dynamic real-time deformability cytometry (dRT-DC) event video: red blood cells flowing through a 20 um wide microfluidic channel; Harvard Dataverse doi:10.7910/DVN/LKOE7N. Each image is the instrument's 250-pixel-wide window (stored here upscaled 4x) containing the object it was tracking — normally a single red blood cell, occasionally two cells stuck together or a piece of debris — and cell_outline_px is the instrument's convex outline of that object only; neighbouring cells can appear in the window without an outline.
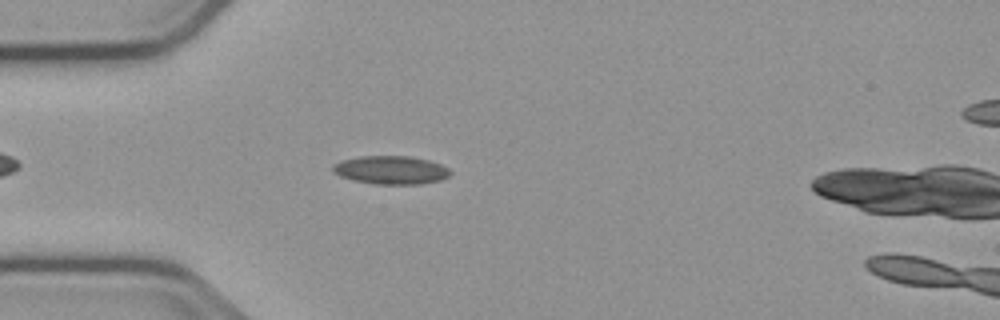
{"species": "common noctule bat (a hibernating species)", "species_latin": "Nyctalus noctula", "temperature_condition": "cold", "stored_images_in_passage": 48, "camera_frame_rate_fps": 3000, "um_per_image_px": 0.085, "animal": {"sex": "male", "body_mass_g": 23.1, "forearm_length_mm": 52.7}, "frame": {"image": 1, "passage_image": 8, "time_ms": 2.333, "image_size_px": [1000, 320], "cell_outline_px": [[452, 172], [448, 176], [440, 180], [420, 184], [376, 184], [352, 180], [340, 176], [332, 172], [332, 164], [340, 160], [360, 156], [408, 156], [428, 160], [440, 164], [448, 168]], "centroid_in_image_um": [33.19, 14.45], "position_along_channel_um": 51.8, "area_um2": 19.48}}
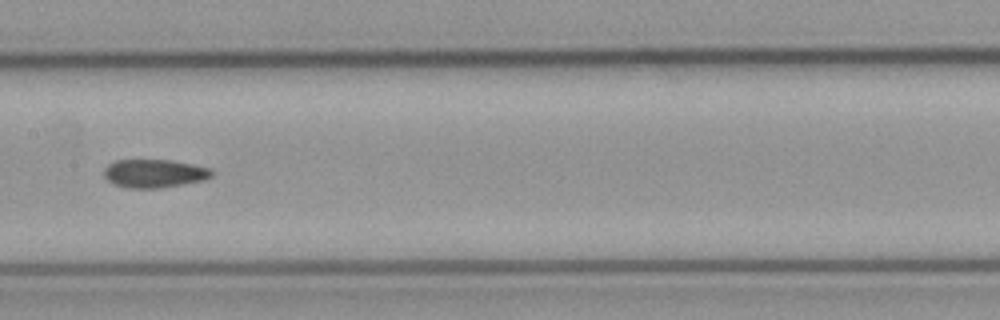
{"frame": {"image": 2, "passage_image": 20, "time_ms": 6.333, "image_size_px": [1000, 320], "cell_outline_px": [[216, 172], [212, 176], [204, 180], [184, 184], [160, 188], [128, 188], [116, 184], [108, 180], [104, 176], [104, 168], [108, 164], [116, 160], [172, 160], [212, 168]], "centroid_in_image_um": [13.17, 14.74], "position_along_channel_um": 194.2, "area_um2": 17.92}}
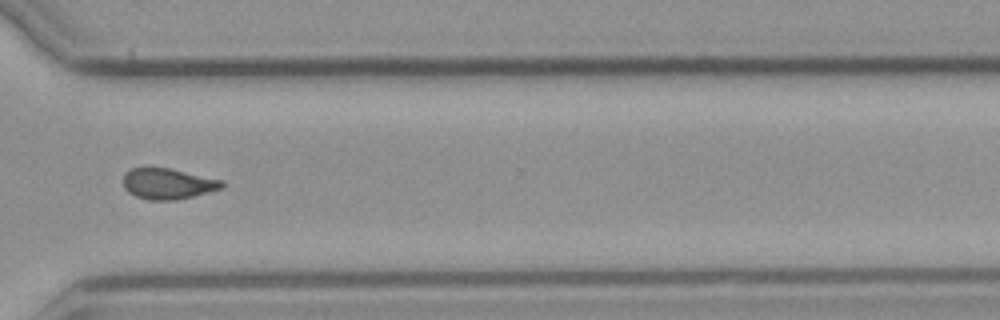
{"frame": {"image": 3, "passage_image": 33, "time_ms": 10.667, "image_size_px": [1000, 320], "cell_outline_px": [[224, 184], [220, 188], [192, 196], [176, 200], [148, 200], [136, 196], [128, 192], [124, 188], [124, 176], [132, 168], [168, 168], [224, 180]], "centroid_in_image_um": [14.26, 15.62], "position_along_channel_um": 356.3, "area_um2": 17.4}, "authors_computed_cell_mechanics": {"area_um2": 17.8891, "velocity_mm_per_s": 3.755, "shape_relaxation_time_tau1_ms": null, "shape_relaxation_time_tau2_ms": 3.7471, "deformation_change_tau1": null, "deformation_change_tau2": 0.0809}}